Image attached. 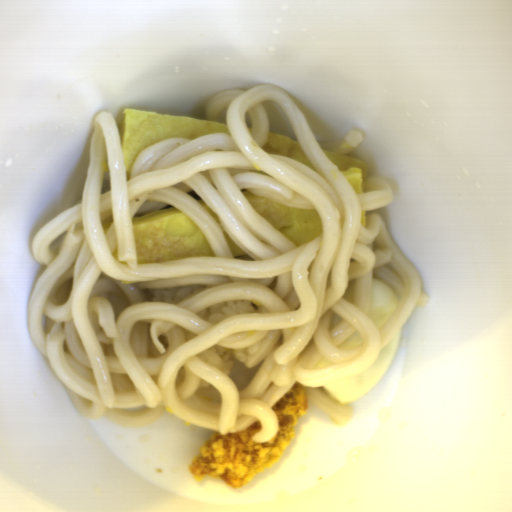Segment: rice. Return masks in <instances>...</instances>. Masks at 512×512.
Segmentation results:
<instances>
[{
	"instance_id": "023b6e5f",
	"label": "rice",
	"mask_w": 512,
	"mask_h": 512,
	"mask_svg": "<svg viewBox=\"0 0 512 512\" xmlns=\"http://www.w3.org/2000/svg\"><path fill=\"white\" fill-rule=\"evenodd\" d=\"M259 309L260 308L257 304L242 299L222 301L209 305L199 311L197 315H199L203 320L212 324L232 316L251 314L257 312Z\"/></svg>"
},
{
	"instance_id": "652b925c",
	"label": "rice",
	"mask_w": 512,
	"mask_h": 512,
	"mask_svg": "<svg viewBox=\"0 0 512 512\" xmlns=\"http://www.w3.org/2000/svg\"><path fill=\"white\" fill-rule=\"evenodd\" d=\"M261 348V343L250 347L227 348L220 345H213L207 350L197 354L199 360L214 367L226 376L236 363L246 362Z\"/></svg>"
},
{
	"instance_id": "8eca5e8b",
	"label": "rice",
	"mask_w": 512,
	"mask_h": 512,
	"mask_svg": "<svg viewBox=\"0 0 512 512\" xmlns=\"http://www.w3.org/2000/svg\"><path fill=\"white\" fill-rule=\"evenodd\" d=\"M206 290L204 285H184L174 287L150 288L149 299L167 303H177L190 297L196 296Z\"/></svg>"
}]
</instances>
